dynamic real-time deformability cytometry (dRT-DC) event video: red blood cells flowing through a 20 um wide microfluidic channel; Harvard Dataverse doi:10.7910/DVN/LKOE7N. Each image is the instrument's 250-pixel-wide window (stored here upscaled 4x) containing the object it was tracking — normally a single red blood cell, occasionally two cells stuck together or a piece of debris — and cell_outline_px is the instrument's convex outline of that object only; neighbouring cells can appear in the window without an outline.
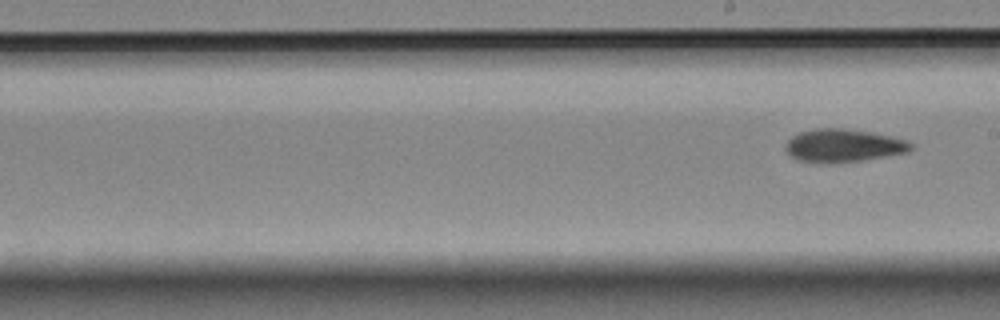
{"species": "Egyptian fruit bat (a non-hibernating species)", "species_latin": "Rousettus aegyptiacus", "temperature_condition": "room temperature", "stored_images_in_passage": 10, "segment_of_instrument_passage": [2, 2], "camera_frame_rate_fps": 3000, "um_per_image_px": 0.085, "animal": {"sex": "female"}, "frame": {"image": 1, "passage_image": 10, "time_ms": 3.0, "image_size_px": [1000, 320], "cell_outline_px": [[916, 148], [908, 152], [860, 160], [832, 164], [820, 164], [796, 160], [788, 156], [784, 148], [784, 144], [792, 136], [800, 132], [816, 128], [840, 128], [872, 132], [892, 136], [916, 144]], "centroid_in_image_um": [71.65, 12.39], "position_along_channel_um": 217.4, "area_um2": 24.62}}